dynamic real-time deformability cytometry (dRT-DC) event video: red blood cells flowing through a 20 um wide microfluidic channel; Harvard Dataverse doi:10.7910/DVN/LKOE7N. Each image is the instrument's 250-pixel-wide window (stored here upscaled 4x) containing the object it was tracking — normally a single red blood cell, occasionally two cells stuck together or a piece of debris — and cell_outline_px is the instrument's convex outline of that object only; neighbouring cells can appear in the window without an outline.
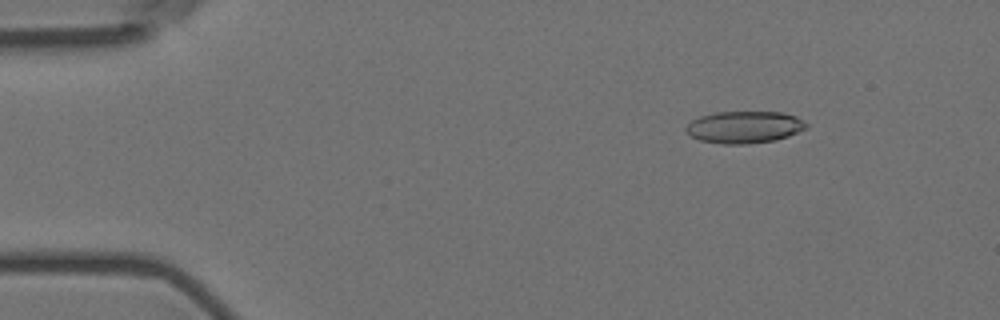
{"species": "Egyptian fruit bat (a non-hibernating species)", "species_latin": "Rousettus aegyptiacus", "temperature_condition": "room temperature", "stored_images_in_passage": 57, "camera_frame_rate_fps": 3000, "um_per_image_px": 0.085, "animal": {"sex": "female"}, "frame": {"image": 1, "passage_image": 8, "time_ms": 2.333, "image_size_px": [1000, 320], "cell_outline_px": [[808, 128], [788, 136], [776, 140], [748, 144], [720, 144], [700, 140], [692, 136], [684, 128], [692, 120], [700, 116], [716, 112], [784, 112], [796, 116], [808, 124]], "centroid_in_image_um": [63.3, 10.81], "position_along_channel_um": 21.7, "area_um2": 22.54}}
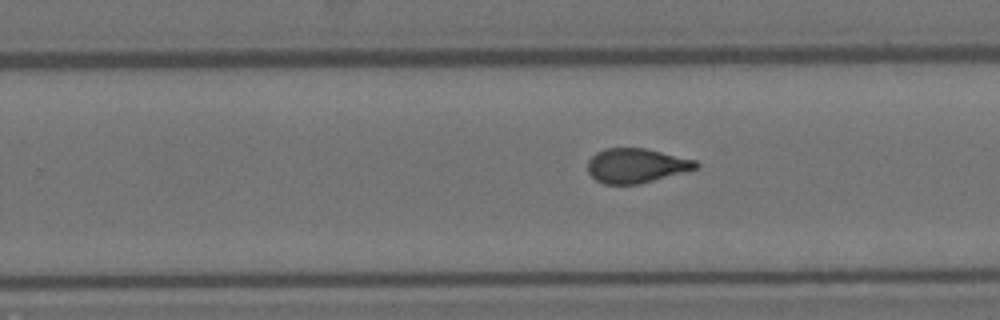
{"frame": {"image": 2, "passage_image": 36, "time_ms": 11.667, "image_size_px": [1000, 320], "cell_outline_px": [[700, 168], [636, 184], [604, 184], [596, 180], [588, 172], [588, 160], [596, 152], [604, 148], [644, 148], [696, 160], [700, 164]], "centroid_in_image_um": [54.08, 14.07], "position_along_channel_um": 275.7, "area_um2": 21.62}}
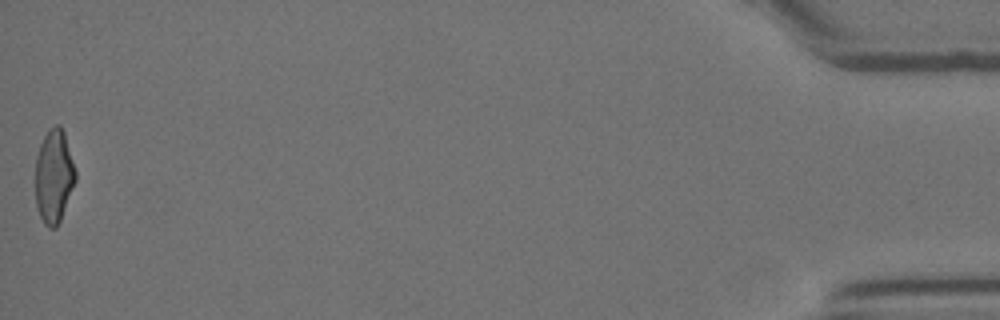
{"frame": {"image": 3, "passage_image": 57, "time_ms": 18.667, "image_size_px": [1000, 320], "cell_outline_px": [[76, 180], [60, 220], [56, 228], [48, 228], [44, 224], [40, 216], [36, 204], [36, 156], [40, 144], [48, 128], [56, 124], [60, 124], [64, 132], [76, 172]], "centroid_in_image_um": [4.58, 14.97], "position_along_channel_um": 430.6, "area_um2": 21.79}, "authors_computed_cell_mechanics": {"area_um2": 22.3686, "velocity_mm_per_s": 3.5868, "shape_relaxation_time_tau1_ms": 7.2827, "shape_relaxation_time_tau2_ms": 1.2098, "deformation_change_tau1": 0.199, "deformation_change_tau2": 0.073}}